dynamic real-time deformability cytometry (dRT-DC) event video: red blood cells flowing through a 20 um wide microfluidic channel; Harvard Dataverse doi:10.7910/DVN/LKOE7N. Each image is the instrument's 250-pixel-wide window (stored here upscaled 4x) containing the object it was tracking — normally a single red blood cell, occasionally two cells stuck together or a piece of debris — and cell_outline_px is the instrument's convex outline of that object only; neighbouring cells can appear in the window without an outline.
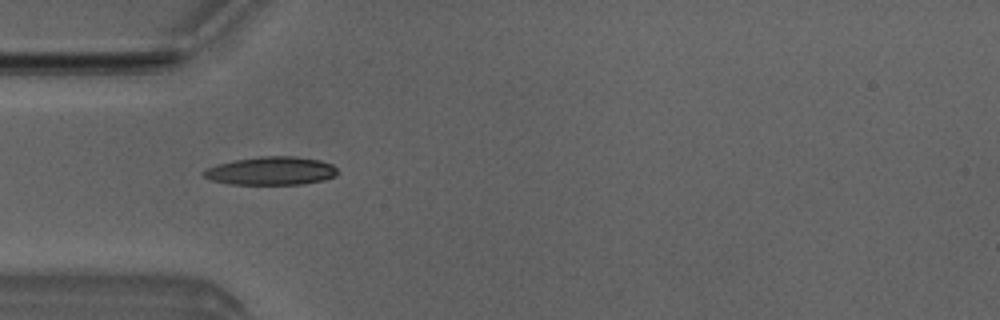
{"species": "Egyptian fruit bat (a non-hibernating species)", "species_latin": "Rousettus aegyptiacus", "temperature_condition": "room temperature", "stored_images_in_passage": 5, "camera_frame_rate_fps": 3000, "um_per_image_px": 0.085, "animal": {"sex": "male"}, "frame": {"image": 1, "passage_image": 4, "time_ms": 3.667, "image_size_px": [1000, 320], "cell_outline_px": [[340, 172], [336, 176], [324, 180], [304, 184], [232, 184], [212, 180], [204, 176], [200, 172], [216, 164], [236, 160], [260, 156], [292, 156], [320, 160], [332, 164]], "centroid_in_image_um": [23.08, 14.52], "position_along_channel_um": 61.9, "area_um2": 22.08}}